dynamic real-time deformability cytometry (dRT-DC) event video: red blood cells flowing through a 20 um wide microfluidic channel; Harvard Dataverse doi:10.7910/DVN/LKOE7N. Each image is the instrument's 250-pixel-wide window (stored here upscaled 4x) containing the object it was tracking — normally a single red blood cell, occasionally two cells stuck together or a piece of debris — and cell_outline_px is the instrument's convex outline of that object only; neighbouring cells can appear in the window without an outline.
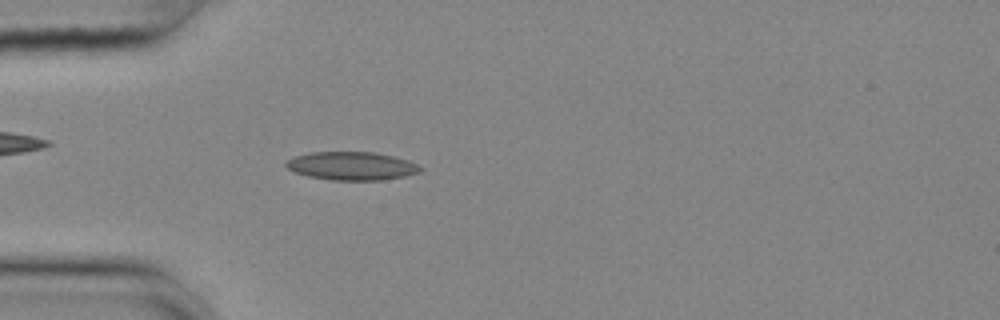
{"species": "common noctule bat (a hibernating species)", "species_latin": "Nyctalus noctula", "temperature_condition": "cold", "stored_images_in_passage": 54, "camera_frame_rate_fps": 3000, "um_per_image_px": 0.085, "animal": {"sex": "female", "body_mass_g": 25.1}, "frame": {"image": 1, "passage_image": 15, "time_ms": 4.667, "image_size_px": [1000, 320], "cell_outline_px": [[424, 168], [420, 172], [404, 176], [380, 180], [332, 180], [308, 176], [296, 172], [288, 168], [284, 164], [288, 160], [296, 156], [312, 152], [376, 152], [408, 160]], "centroid_in_image_um": [29.92, 14.1], "position_along_channel_um": 55.1, "area_um2": 21.96}}
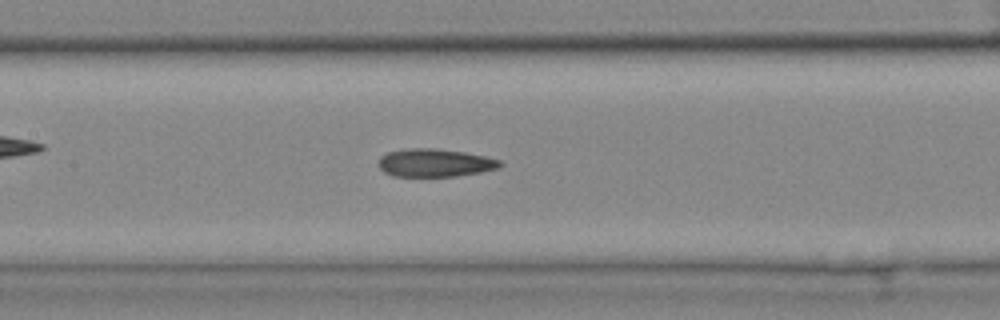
{"frame": {"image": 2, "passage_image": 25, "time_ms": 8.0, "image_size_px": [1000, 320], "cell_outline_px": [[504, 164], [496, 168], [480, 172], [456, 176], [392, 176], [384, 172], [380, 168], [380, 156], [388, 152], [408, 148], [436, 148], [464, 152], [484, 156], [500, 160]], "centroid_in_image_um": [36.96, 13.83], "position_along_channel_um": 170.4, "area_um2": 19.71}}
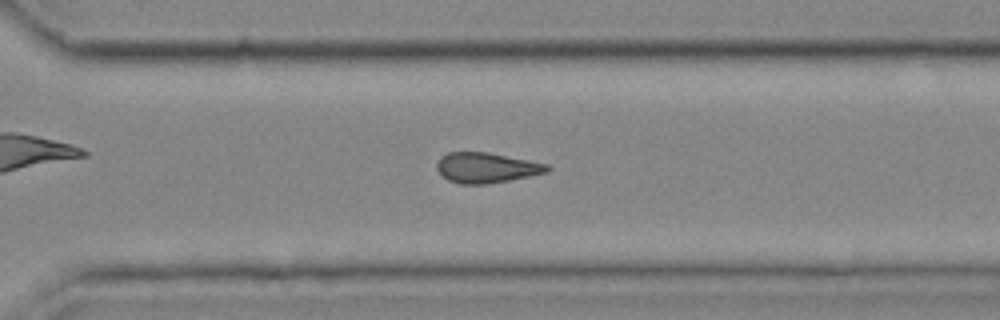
{"frame": {"image": 3, "passage_image": 38, "time_ms": 12.333, "image_size_px": [1000, 320], "cell_outline_px": [[552, 168], [548, 172], [488, 184], [460, 184], [448, 180], [436, 168], [436, 164], [440, 156], [448, 152], [488, 152], [548, 164]], "centroid_in_image_um": [41.33, 14.25], "position_along_channel_um": 329.3, "area_um2": 19.42}}